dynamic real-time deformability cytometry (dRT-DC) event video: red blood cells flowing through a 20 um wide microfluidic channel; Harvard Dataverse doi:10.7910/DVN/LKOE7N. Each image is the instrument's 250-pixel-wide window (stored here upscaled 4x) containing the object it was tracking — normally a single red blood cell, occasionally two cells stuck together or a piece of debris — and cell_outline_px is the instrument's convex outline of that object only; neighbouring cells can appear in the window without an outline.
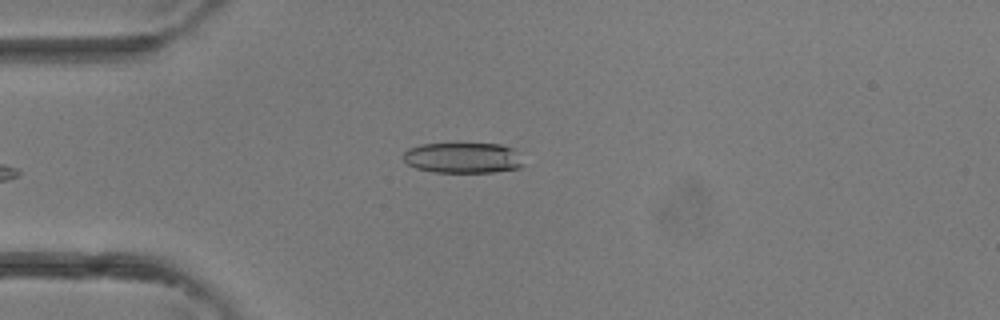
{"species": "common noctule bat (a hibernating species)", "species_latin": "Nyctalus noctula", "temperature_condition": "room temperature", "stored_images_in_passage": 4, "camera_frame_rate_fps": 3000, "um_per_image_px": 0.085, "animal": {"sex": "female"}, "frame": {"image": 1, "passage_image": 4, "time_ms": 1.0, "image_size_px": [1000, 320], "cell_outline_px": [[524, 164], [520, 168], [496, 172], [432, 172], [416, 168], [408, 164], [404, 160], [404, 152], [408, 148], [420, 144], [500, 144], [512, 148]], "centroid_in_image_um": [39.33, 13.42], "position_along_channel_um": 45.7, "area_um2": 21.33}}